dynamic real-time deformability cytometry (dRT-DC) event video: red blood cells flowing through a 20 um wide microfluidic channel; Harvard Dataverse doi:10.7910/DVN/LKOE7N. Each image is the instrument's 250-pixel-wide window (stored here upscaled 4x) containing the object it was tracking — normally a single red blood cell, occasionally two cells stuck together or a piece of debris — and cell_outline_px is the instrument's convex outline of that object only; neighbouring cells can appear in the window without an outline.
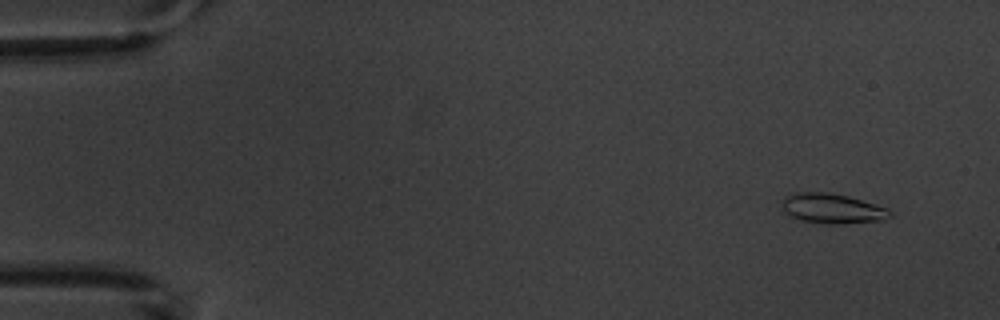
{"species": "common noctule bat (a hibernating species)", "species_latin": "Nyctalus noctula", "temperature_condition": "warm", "stored_images_in_passage": 7, "camera_frame_rate_fps": 3000, "um_per_image_px": 0.085, "animal": {"sex": "male", "body_mass_g": 20.1, "forearm_length_mm": 53.5}, "frame": {"image": 1, "passage_image": 2, "time_ms": 1.0, "image_size_px": [1000, 320], "cell_outline_px": [[892, 216], [884, 220], [844, 224], [828, 224], [800, 220], [792, 216], [780, 204], [784, 196], [792, 192], [828, 192], [848, 196], [888, 208], [892, 212]], "centroid_in_image_um": [70.76, 17.72], "position_along_channel_um": 14.2, "area_um2": 18.96}}
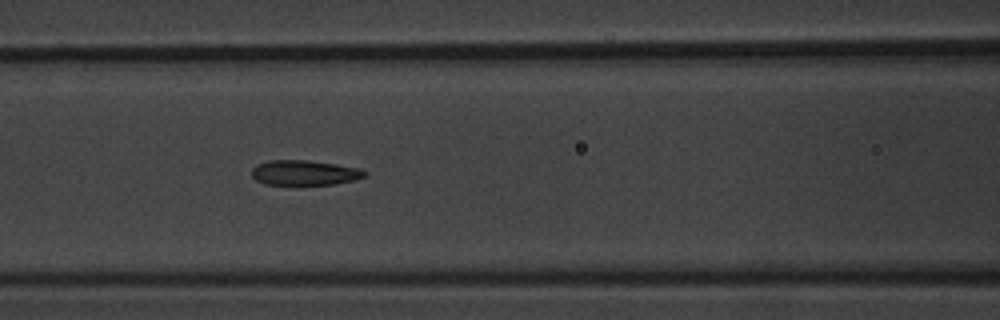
{"frame": {"image": 2, "passage_image": 7, "time_ms": 7.667, "image_size_px": [1000, 320], "cell_outline_px": [[368, 172], [364, 176], [356, 180], [332, 184], [292, 188], [264, 184], [256, 180], [252, 176], [252, 168], [256, 164], [268, 160], [308, 160], [336, 164], [356, 168]], "centroid_in_image_um": [25.81, 14.73], "position_along_channel_um": 140.8, "area_um2": 17.34}}